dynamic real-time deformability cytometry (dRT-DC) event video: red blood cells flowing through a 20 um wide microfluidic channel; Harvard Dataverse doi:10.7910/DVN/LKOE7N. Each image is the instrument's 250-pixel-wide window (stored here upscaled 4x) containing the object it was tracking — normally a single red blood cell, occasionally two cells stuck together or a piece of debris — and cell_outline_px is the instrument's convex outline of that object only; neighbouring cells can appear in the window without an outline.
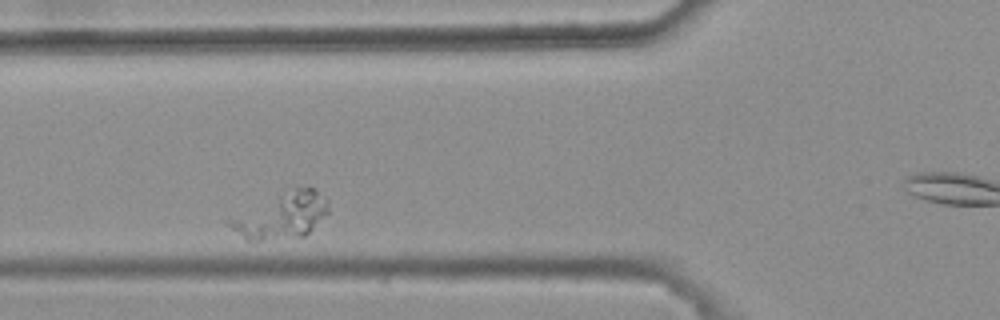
{"species": "common noctule bat (a hibernating species)", "species_latin": "Nyctalus noctula", "temperature_condition": "warm", "stored_images_in_passage": 5, "segment_of_instrument_passage": [1, 2], "camera_frame_rate_fps": 3000, "um_per_image_px": 0.085, "animal": {"sex": "female", "body_mass_g": 25.1}, "frame": {"image": 1, "passage_image": 3, "time_ms": 0.667, "image_size_px": [1000, 320], "cell_outline_px": [[328, 212], [304, 236], [252, 244], [232, 228], [224, 220], [296, 188], [316, 188], [328, 200]], "centroid_in_image_um": [23.93, 18.4], "position_along_channel_um": 101.9, "area_um2": 25.95}}
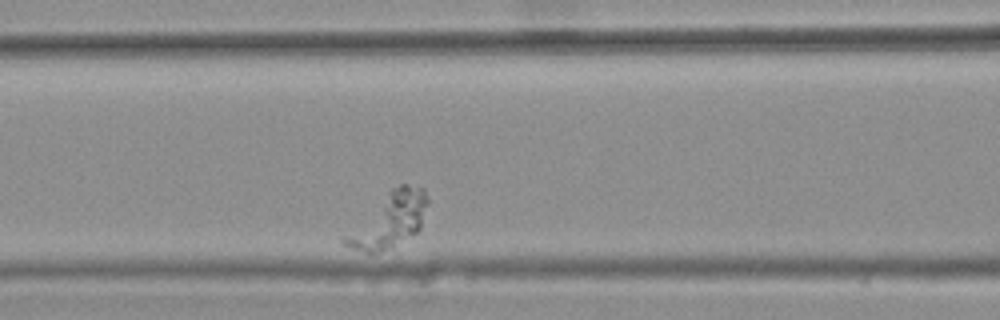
{"frame": {"image": 2, "passage_image": 4, "time_ms": 1.0, "image_size_px": [1000, 320], "cell_outline_px": [[428, 200], [420, 228], [416, 232], [392, 248], [376, 256], [368, 256], [344, 244], [340, 240], [392, 188], [400, 184], [408, 184], [424, 188]], "centroid_in_image_um": [33.07, 18.79], "position_along_channel_um": 133.5, "area_um2": 26.01}}